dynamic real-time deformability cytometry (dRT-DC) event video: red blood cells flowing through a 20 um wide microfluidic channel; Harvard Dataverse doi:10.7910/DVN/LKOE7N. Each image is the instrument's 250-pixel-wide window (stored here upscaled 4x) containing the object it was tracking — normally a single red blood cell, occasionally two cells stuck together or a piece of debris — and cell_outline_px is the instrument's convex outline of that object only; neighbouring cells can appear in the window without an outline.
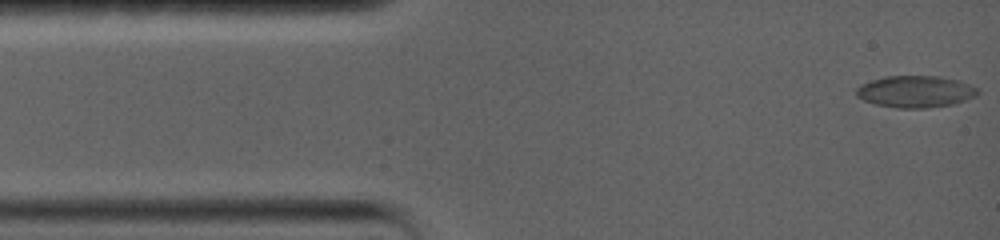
{"species": "common noctule bat (a hibernating species)", "species_latin": "Nyctalus noctula", "temperature_condition": "warm", "stored_images_in_passage": 34, "camera_frame_rate_fps": 5000, "um_per_image_px": 0.085, "animal": {"sex": "female", "body_mass_g": 19.0, "forearm_length_mm": 56.7}, "frame": {"image": 1, "passage_image": 1, "time_ms": 0.0, "image_size_px": [1000, 240], "cell_outline_px": [[980, 92], [976, 96], [952, 104], [924, 108], [896, 108], [876, 104], [864, 100], [856, 96], [856, 88], [860, 84], [884, 76], [940, 76], [960, 80], [976, 88]], "centroid_in_image_um": [77.8, 7.77], "position_along_channel_um": 7.2, "area_um2": 22.48}}
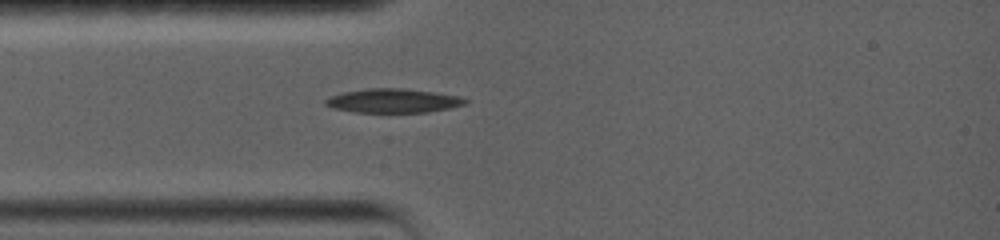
{"frame": {"image": 2, "passage_image": 24, "time_ms": 3.4, "image_size_px": [1000, 240], "cell_outline_px": [[468, 104], [428, 112], [352, 112], [332, 108], [324, 104], [324, 100], [332, 96], [344, 92], [364, 88], [400, 88], [432, 92], [460, 96], [468, 100]], "centroid_in_image_um": [33.41, 8.56], "position_along_channel_um": 51.6, "area_um2": 19.54}}
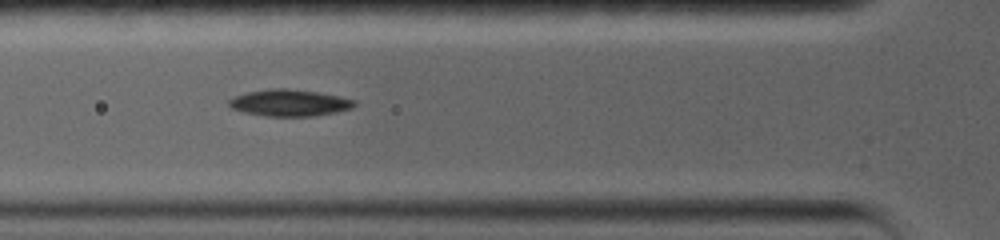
{"frame": {"image": 3, "passage_image": 33, "time_ms": 4.8, "image_size_px": [1000, 240], "cell_outline_px": [[356, 104], [352, 108], [336, 112], [312, 116], [268, 116], [244, 112], [232, 108], [228, 104], [228, 100], [236, 96], [248, 92], [268, 88], [288, 88], [316, 92], [340, 96], [356, 100]], "centroid_in_image_um": [24.62, 8.73], "position_along_channel_um": 101.2, "area_um2": 19.42}}